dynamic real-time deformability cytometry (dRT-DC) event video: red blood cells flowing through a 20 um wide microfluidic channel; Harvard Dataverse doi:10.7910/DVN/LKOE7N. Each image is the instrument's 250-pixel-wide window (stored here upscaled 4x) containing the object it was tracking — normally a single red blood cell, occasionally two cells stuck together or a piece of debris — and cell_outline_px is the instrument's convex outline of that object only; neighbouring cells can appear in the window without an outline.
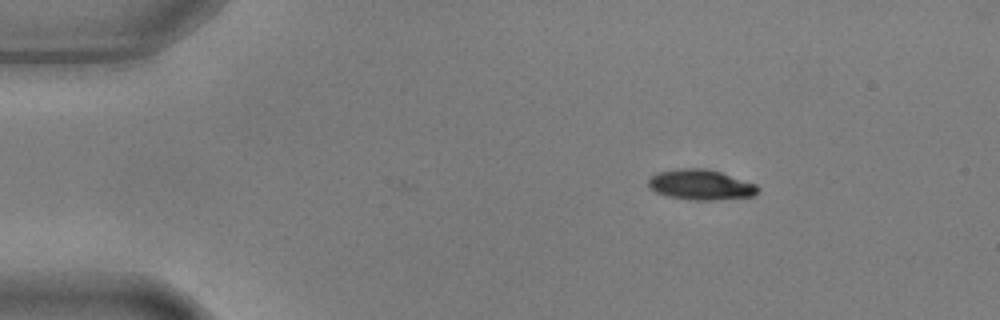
{"species": "common noctule bat (a hibernating species)", "species_latin": "Nyctalus noctula", "temperature_condition": "warm", "stored_images_in_passage": 4, "camera_frame_rate_fps": 3000, "um_per_image_px": 0.085, "animal": {"sex": "male", "body_mass_g": 17.9, "forearm_length_mm": 54.2}, "frame": {"image": 1, "passage_image": 4, "time_ms": 1.0, "image_size_px": [1000, 320], "cell_outline_px": [[760, 188], [756, 196], [716, 200], [688, 200], [668, 196], [656, 192], [648, 188], [648, 180], [656, 172], [680, 168], [708, 168], [756, 184]], "centroid_in_image_um": [59.56, 15.71], "position_along_channel_um": 25.4, "area_um2": 19.59}}